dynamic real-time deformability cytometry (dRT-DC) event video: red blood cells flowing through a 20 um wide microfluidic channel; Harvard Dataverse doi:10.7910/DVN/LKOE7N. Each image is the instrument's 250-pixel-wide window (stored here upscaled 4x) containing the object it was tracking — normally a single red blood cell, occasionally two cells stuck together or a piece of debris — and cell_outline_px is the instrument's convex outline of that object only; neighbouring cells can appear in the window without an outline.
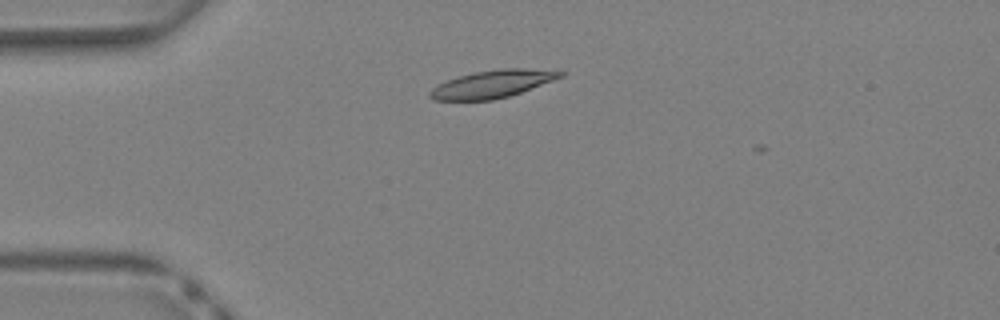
{"species": "Egyptian fruit bat (a non-hibernating species)", "species_latin": "Rousettus aegyptiacus", "temperature_condition": "warm", "stored_images_in_passage": 6, "camera_frame_rate_fps": 3000, "um_per_image_px": 0.085, "animal": {"sex": "female"}, "frame": {"image": 1, "passage_image": 4, "time_ms": 1.0, "image_size_px": [1000, 320], "cell_outline_px": [[568, 72], [564, 76], [520, 92], [508, 96], [492, 100], [432, 100], [428, 96], [428, 92], [436, 84], [460, 76], [476, 72], [500, 68], [524, 68]], "centroid_in_image_um": [41.82, 7.14], "position_along_channel_um": 43.2, "area_um2": 20.81}}